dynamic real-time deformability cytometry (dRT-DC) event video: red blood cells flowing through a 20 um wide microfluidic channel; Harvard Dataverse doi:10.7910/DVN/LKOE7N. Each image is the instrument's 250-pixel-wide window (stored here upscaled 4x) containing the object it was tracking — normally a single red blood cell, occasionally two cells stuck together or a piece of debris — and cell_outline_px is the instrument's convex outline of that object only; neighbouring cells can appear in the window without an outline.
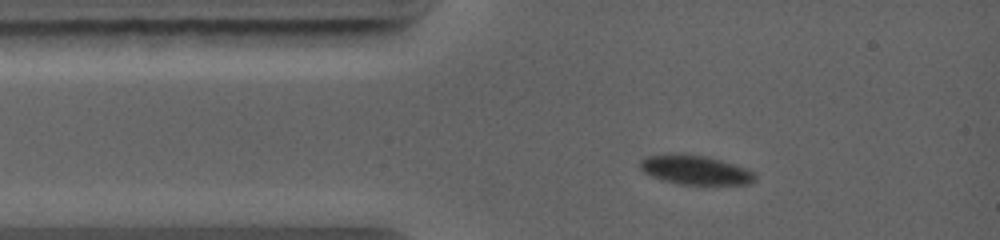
{"species": "common noctule bat (a hibernating species)", "species_latin": "Nyctalus noctula", "temperature_condition": "warm", "stored_images_in_passage": 19, "camera_frame_rate_fps": 5000, "um_per_image_px": 0.085, "animal": {"sex": "female", "body_mass_g": 19.0, "forearm_length_mm": 56.7}, "frame": {"image": 1, "passage_image": 1, "time_ms": 0.0, "image_size_px": [1000, 240], "cell_outline_px": [[756, 180], [752, 184], [680, 184], [664, 180], [652, 176], [644, 172], [640, 168], [640, 160], [644, 156], [668, 152], [676, 152], [704, 156], [720, 160], [744, 168], [752, 172], [756, 176]], "centroid_in_image_um": [59.03, 14.42], "position_along_channel_um": 26.0, "area_um2": 19.65}}
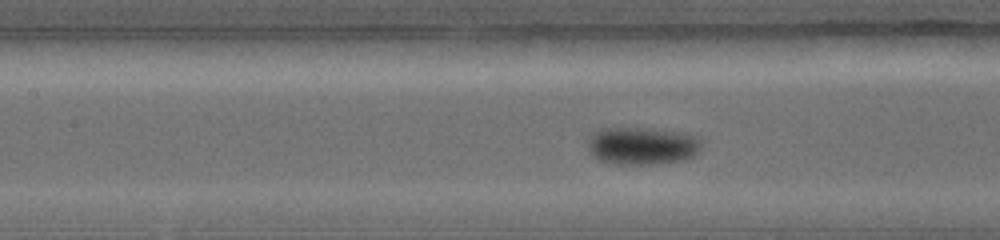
{"frame": {"image": 2, "passage_image": 11, "time_ms": 3.2, "image_size_px": [1000, 240], "cell_outline_px": [[704, 140], [696, 156], [684, 160], [656, 164], [612, 164], [600, 160], [592, 156], [588, 148], [588, 144], [592, 132], [600, 128], [648, 128], [680, 132], [700, 136]], "centroid_in_image_um": [54.63, 12.39], "position_along_channel_um": 152.8, "area_um2": 25.43}}
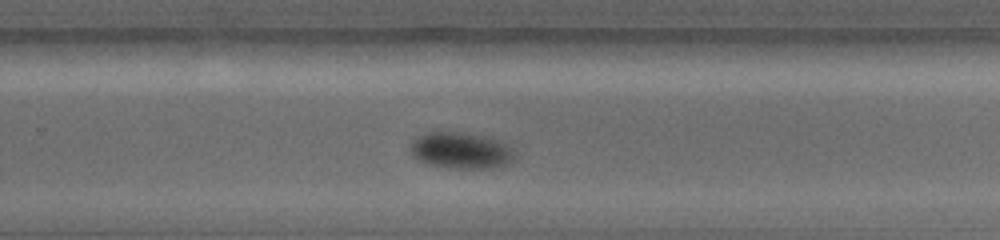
{"frame": {"image": 3, "passage_image": 19, "time_ms": 6.2, "image_size_px": [1000, 240], "cell_outline_px": [[516, 156], [512, 160], [500, 168], [452, 168], [432, 164], [420, 160], [412, 152], [408, 144], [416, 136], [428, 132], [460, 132], [492, 136], [508, 144], [512, 148]], "centroid_in_image_um": [39.24, 12.77], "position_along_channel_um": 290.6, "area_um2": 22.37}}